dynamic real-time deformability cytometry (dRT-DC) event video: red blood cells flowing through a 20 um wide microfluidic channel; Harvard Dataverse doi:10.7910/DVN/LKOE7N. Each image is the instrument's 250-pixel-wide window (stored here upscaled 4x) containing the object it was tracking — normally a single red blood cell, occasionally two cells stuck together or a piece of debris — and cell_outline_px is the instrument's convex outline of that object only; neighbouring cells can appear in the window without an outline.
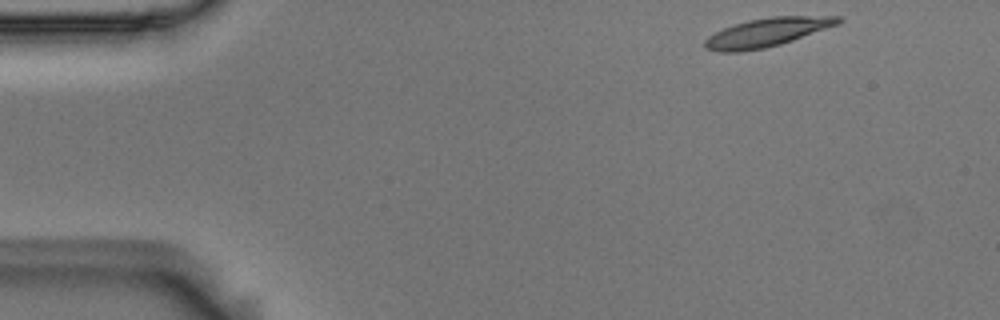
{"species": "Egyptian fruit bat (a non-hibernating species)", "species_latin": "Rousettus aegyptiacus", "temperature_condition": "room temperature", "stored_images_in_passage": 50, "camera_frame_rate_fps": 3000, "um_per_image_px": 0.085, "animal": {"sex": "male"}, "frame": {"image": 1, "passage_image": 1, "time_ms": 0.0, "image_size_px": [1000, 320], "cell_outline_px": [[844, 20], [840, 24], [780, 44], [764, 48], [740, 52], [720, 52], [704, 48], [704, 40], [708, 36], [724, 28], [748, 20], [772, 16], [840, 16]], "centroid_in_image_um": [65.21, 2.75], "position_along_channel_um": 19.8, "area_um2": 22.2}}
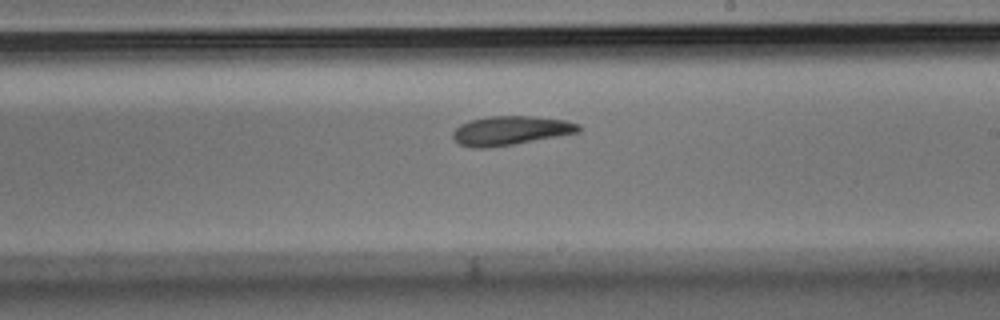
{"frame": {"image": 2, "passage_image": 27, "time_ms": 8.667, "image_size_px": [1000, 320], "cell_outline_px": [[580, 132], [560, 136], [488, 148], [472, 148], [460, 144], [452, 136], [452, 132], [460, 124], [468, 120], [488, 116], [532, 116], [564, 120], [580, 124]], "centroid_in_image_um": [43.38, 11.09], "position_along_channel_um": 245.6, "area_um2": 21.33}}
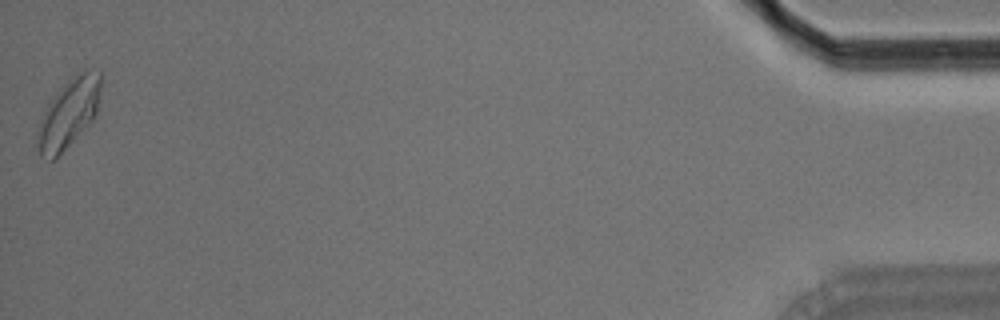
{"frame": {"image": 3, "passage_image": 50, "time_ms": 16.333, "image_size_px": [1000, 320], "cell_outline_px": [[104, 80], [96, 112], [92, 120], [52, 160], [40, 156], [36, 132], [44, 108], [64, 84], [76, 72], [84, 68], [88, 68], [104, 72]], "centroid_in_image_um": [5.89, 9.5], "position_along_channel_um": 429.3, "area_um2": 25.55}, "authors_computed_cell_mechanics": {"area_um2": 21.675, "velocity_mm_per_s": 3.6233, "shape_relaxation_time_tau1_ms": 4.762, "shape_relaxation_time_tau2_ms": 2.7094, "deformation_change_tau1": 0.1652, "deformation_change_tau2": 0.0805}}